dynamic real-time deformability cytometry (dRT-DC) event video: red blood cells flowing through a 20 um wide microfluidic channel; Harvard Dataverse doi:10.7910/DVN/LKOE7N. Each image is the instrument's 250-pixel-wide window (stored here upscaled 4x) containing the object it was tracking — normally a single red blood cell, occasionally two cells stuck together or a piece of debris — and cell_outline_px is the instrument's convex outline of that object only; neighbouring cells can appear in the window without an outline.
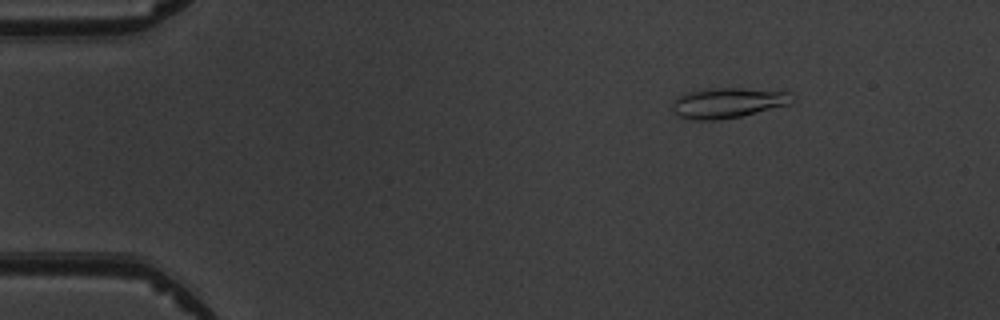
{"species": "common noctule bat (a hibernating species)", "species_latin": "Nyctalus noctula", "temperature_condition": "warm", "stored_images_in_passage": 7, "camera_frame_rate_fps": 3000, "um_per_image_px": 0.085, "animal": {"sex": "male", "body_mass_g": 19.5, "forearm_length_mm": 54.6}, "frame": {"image": 1, "passage_image": 3, "time_ms": 2.333, "image_size_px": [1000, 320], "cell_outline_px": [[792, 100], [788, 104], [740, 116], [712, 120], [696, 120], [680, 116], [672, 112], [672, 100], [688, 92], [704, 88], [740, 88], [788, 92]], "centroid_in_image_um": [61.77, 8.73], "position_along_channel_um": 23.2, "area_um2": 20.69}}
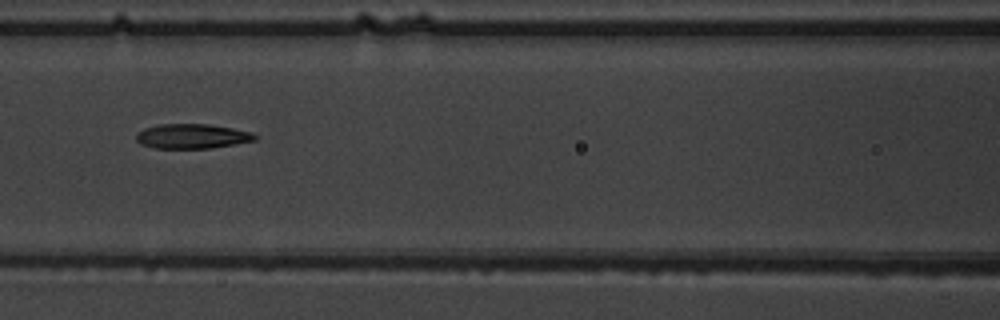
{"frame": {"image": 2, "passage_image": 7, "time_ms": 7.667, "image_size_px": [1000, 320], "cell_outline_px": [[256, 140], [208, 148], [152, 148], [140, 144], [136, 140], [136, 136], [144, 128], [160, 124], [208, 124], [232, 128], [252, 132], [256, 136]], "centroid_in_image_um": [16.3, 11.58], "position_along_channel_um": 150.3, "area_um2": 16.88}}